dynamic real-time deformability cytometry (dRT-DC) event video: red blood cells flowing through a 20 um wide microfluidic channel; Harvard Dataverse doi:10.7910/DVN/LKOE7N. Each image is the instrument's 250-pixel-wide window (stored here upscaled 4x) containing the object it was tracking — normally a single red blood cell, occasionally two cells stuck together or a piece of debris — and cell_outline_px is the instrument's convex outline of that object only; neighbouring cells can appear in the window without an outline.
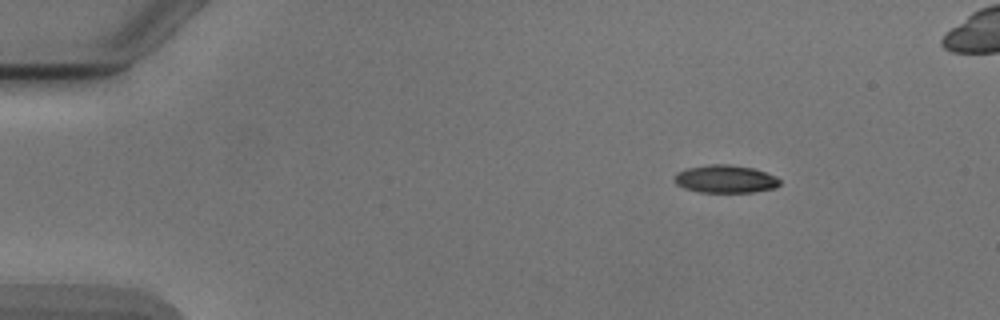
{"species": "Egyptian fruit bat (a non-hibernating species)", "species_latin": "Rousettus aegyptiacus", "temperature_condition": "cold", "stored_images_in_passage": 10, "camera_frame_rate_fps": 3000, "um_per_image_px": 0.085, "animal": {"sex": "male"}, "frame": {"image": 1, "passage_image": 1, "time_ms": 0.0, "image_size_px": [1000, 320], "cell_outline_px": [[780, 184], [776, 188], [752, 192], [700, 192], [684, 188], [676, 184], [672, 180], [676, 172], [688, 168], [708, 164], [728, 164], [752, 168], [776, 176], [780, 180]], "centroid_in_image_um": [61.63, 15.21], "position_along_channel_um": 23.4, "area_um2": 17.17}}